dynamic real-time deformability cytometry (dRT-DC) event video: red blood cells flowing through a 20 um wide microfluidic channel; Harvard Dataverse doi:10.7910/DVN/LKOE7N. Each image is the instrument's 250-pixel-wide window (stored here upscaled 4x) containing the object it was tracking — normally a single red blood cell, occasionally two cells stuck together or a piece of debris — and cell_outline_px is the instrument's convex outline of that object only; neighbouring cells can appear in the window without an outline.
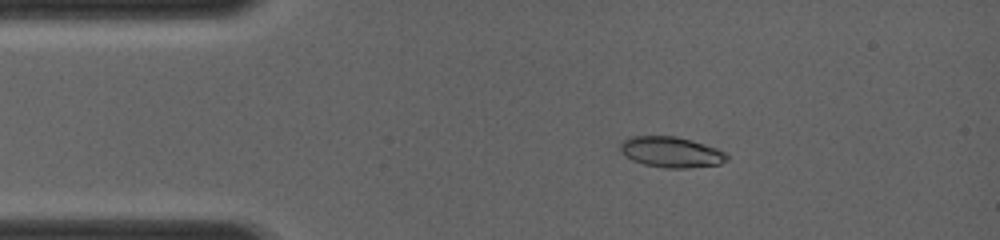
{"species": "common noctule bat (a hibernating species)", "species_latin": "Nyctalus noctula", "temperature_condition": "room temperature", "stored_images_in_passage": 51, "camera_frame_rate_fps": 4000, "um_per_image_px": 0.085, "animal": {"sex": "female", "body_mass_g": 19.0, "forearm_length_mm": 56.7}, "frame": {"image": 1, "passage_image": 8, "time_ms": 1.75, "image_size_px": [1000, 240], "cell_outline_px": [[728, 160], [720, 164], [688, 168], [664, 168], [644, 164], [632, 160], [620, 152], [620, 144], [628, 136], [676, 136], [692, 140], [716, 148], [724, 152], [728, 156]], "centroid_in_image_um": [57.04, 12.93], "position_along_channel_um": 28.0, "area_um2": 19.13}}
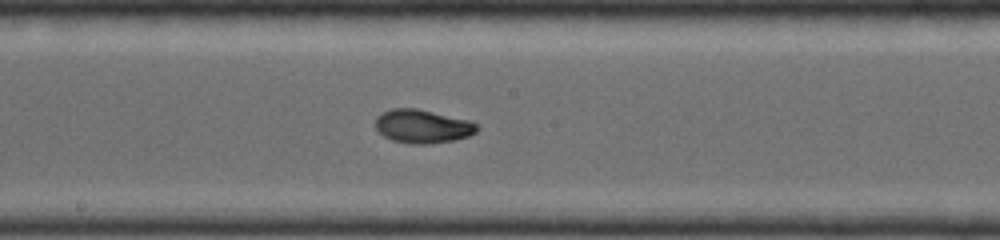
{"frame": {"image": 2, "passage_image": 27, "time_ms": 6.5, "image_size_px": [1000, 240], "cell_outline_px": [[480, 128], [476, 132], [468, 136], [456, 140], [428, 144], [412, 144], [392, 140], [384, 136], [376, 128], [376, 116], [392, 108], [416, 108], [468, 120], [476, 124]], "centroid_in_image_um": [35.92, 10.74], "position_along_channel_um": 212.3, "area_um2": 19.77}}
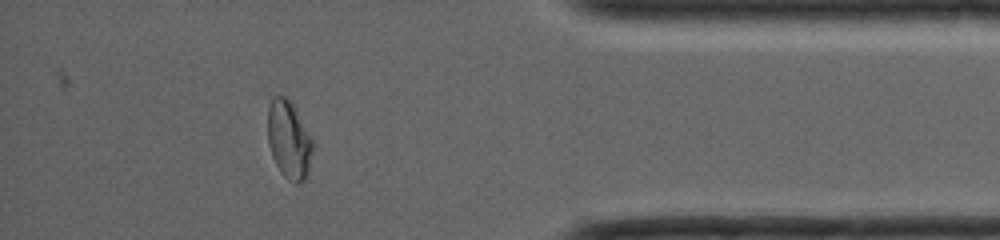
{"frame": {"image": 3, "passage_image": 45, "time_ms": 11.0, "image_size_px": [1000, 240], "cell_outline_px": [[316, 144], [308, 172], [304, 180], [296, 184], [288, 180], [280, 172], [272, 156], [268, 144], [268, 108], [272, 96], [284, 96], [296, 108]], "centroid_in_image_um": [24.59, 11.89], "position_along_channel_um": 410.6, "area_um2": 20.92}}